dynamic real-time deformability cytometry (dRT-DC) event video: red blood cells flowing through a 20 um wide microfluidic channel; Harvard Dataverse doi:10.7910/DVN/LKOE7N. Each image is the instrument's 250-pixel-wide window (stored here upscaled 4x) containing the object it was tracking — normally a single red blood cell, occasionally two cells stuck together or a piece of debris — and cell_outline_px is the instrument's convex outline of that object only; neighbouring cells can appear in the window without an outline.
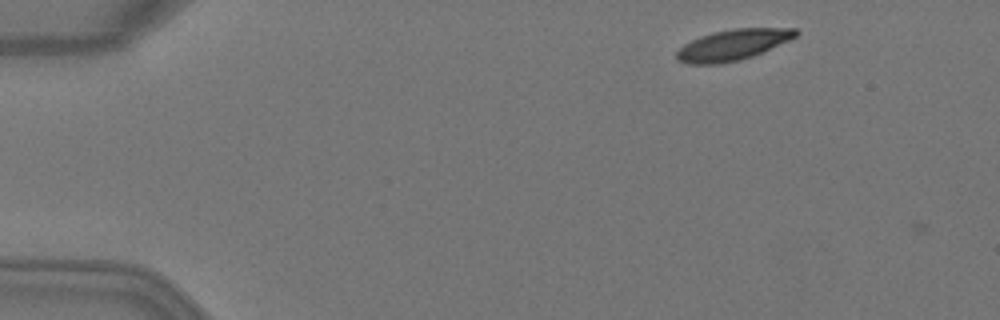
{"species": "Egyptian fruit bat (a non-hibernating species)", "species_latin": "Rousettus aegyptiacus", "temperature_condition": "warm", "stored_images_in_passage": 2, "camera_frame_rate_fps": 3000, "um_per_image_px": 0.085, "animal": {"sex": "female"}, "frame": {"image": 1, "passage_image": 1, "time_ms": 0.0, "image_size_px": [1000, 320], "cell_outline_px": [[800, 32], [796, 36], [788, 40], [752, 56], [740, 60], [720, 64], [688, 64], [676, 60], [676, 52], [684, 44], [700, 36], [732, 28], [796, 28]], "centroid_in_image_um": [62.26, 3.81], "position_along_channel_um": 22.7, "area_um2": 21.21}}